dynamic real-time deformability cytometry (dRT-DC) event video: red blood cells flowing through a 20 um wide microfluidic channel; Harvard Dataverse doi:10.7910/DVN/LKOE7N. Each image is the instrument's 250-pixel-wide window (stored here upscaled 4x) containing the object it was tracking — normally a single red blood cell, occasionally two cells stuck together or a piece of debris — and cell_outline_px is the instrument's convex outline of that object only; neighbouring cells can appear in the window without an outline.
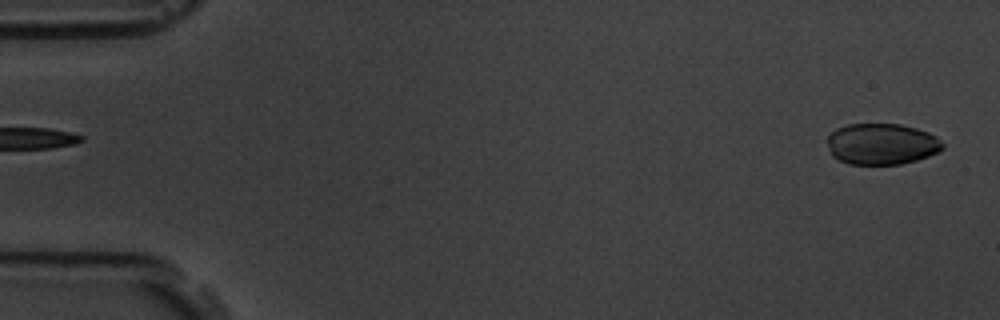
{"species": "common noctule bat (a hibernating species)", "species_latin": "Nyctalus noctula", "temperature_condition": "room temperature", "stored_images_in_passage": 6, "segment_of_instrument_passage": [2, 2], "camera_frame_rate_fps": 3000, "um_per_image_px": 0.085, "animal": {"sex": "male", "body_mass_g": 19.5, "forearm_length_mm": 54.6}, "frame": {"image": 1, "passage_image": 6, "time_ms": 6.667, "image_size_px": [1000, 320], "cell_outline_px": [[944, 148], [940, 152], [916, 160], [900, 164], [848, 164], [836, 160], [832, 156], [828, 148], [828, 136], [836, 128], [848, 124], [900, 124], [916, 128], [928, 132], [936, 136], [944, 144]], "centroid_in_image_um": [74.94, 12.24], "position_along_channel_um": 10.1, "area_um2": 27.92}}